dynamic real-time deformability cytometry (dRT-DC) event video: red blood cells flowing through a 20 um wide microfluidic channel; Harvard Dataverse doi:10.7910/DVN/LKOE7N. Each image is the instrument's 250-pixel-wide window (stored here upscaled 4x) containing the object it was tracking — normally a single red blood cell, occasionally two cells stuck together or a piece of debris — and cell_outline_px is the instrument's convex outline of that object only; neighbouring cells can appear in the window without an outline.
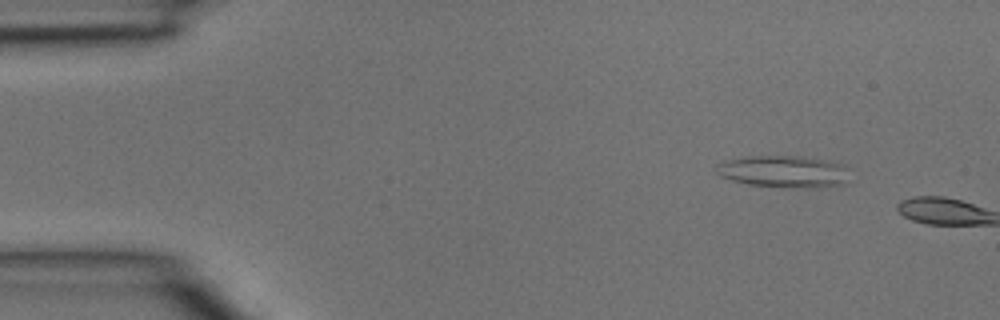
{"species": "common noctule bat (a hibernating species)", "species_latin": "Nyctalus noctula", "temperature_condition": "room temperature", "stored_images_in_passage": 5, "camera_frame_rate_fps": 3000, "um_per_image_px": 0.085, "animal": {"sex": "male", "body_mass_g": 15.6}, "frame": {"image": 1, "passage_image": 4, "time_ms": 1.0, "image_size_px": [1000, 320], "cell_outline_px": [[848, 184], [812, 188], [788, 188], [748, 184], [732, 180], [720, 176], [712, 168], [716, 164], [728, 160], [748, 156], [796, 156], [820, 160], [840, 164]], "centroid_in_image_um": [66.5, 14.6], "position_along_channel_um": 18.5, "area_um2": 24.51}}